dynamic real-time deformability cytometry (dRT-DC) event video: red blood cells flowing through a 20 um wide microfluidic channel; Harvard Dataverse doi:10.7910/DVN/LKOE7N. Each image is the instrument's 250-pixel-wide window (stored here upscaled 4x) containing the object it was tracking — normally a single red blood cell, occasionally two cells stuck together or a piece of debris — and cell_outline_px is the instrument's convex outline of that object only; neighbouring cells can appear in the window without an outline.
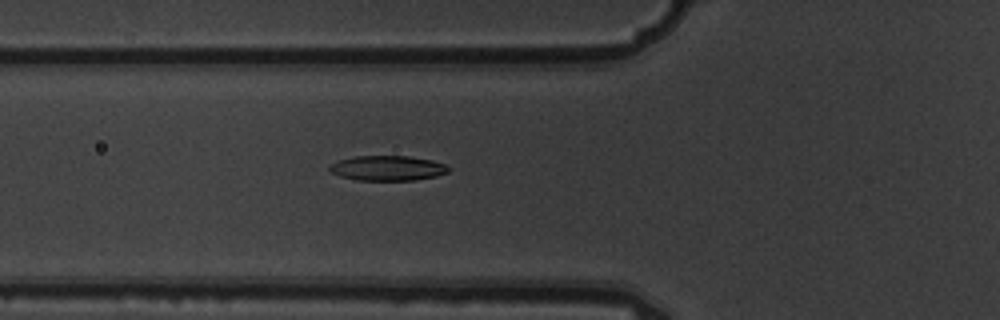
{"species": "common noctule bat (a hibernating species)", "species_latin": "Nyctalus noctula", "temperature_condition": "warm", "stored_images_in_passage": 6, "camera_frame_rate_fps": 3000, "um_per_image_px": 0.085, "animal": {"sex": "male", "body_mass_g": 19.5, "forearm_length_mm": 54.6}, "frame": {"image": 1, "passage_image": 6, "time_ms": 1.667, "image_size_px": [1000, 320], "cell_outline_px": [[448, 172], [436, 176], [416, 180], [356, 180], [340, 176], [332, 172], [328, 168], [332, 164], [340, 160], [352, 156], [408, 156], [432, 160], [448, 164]], "centroid_in_image_um": [32.97, 14.29], "position_along_channel_um": 92.8, "area_um2": 17.28}}